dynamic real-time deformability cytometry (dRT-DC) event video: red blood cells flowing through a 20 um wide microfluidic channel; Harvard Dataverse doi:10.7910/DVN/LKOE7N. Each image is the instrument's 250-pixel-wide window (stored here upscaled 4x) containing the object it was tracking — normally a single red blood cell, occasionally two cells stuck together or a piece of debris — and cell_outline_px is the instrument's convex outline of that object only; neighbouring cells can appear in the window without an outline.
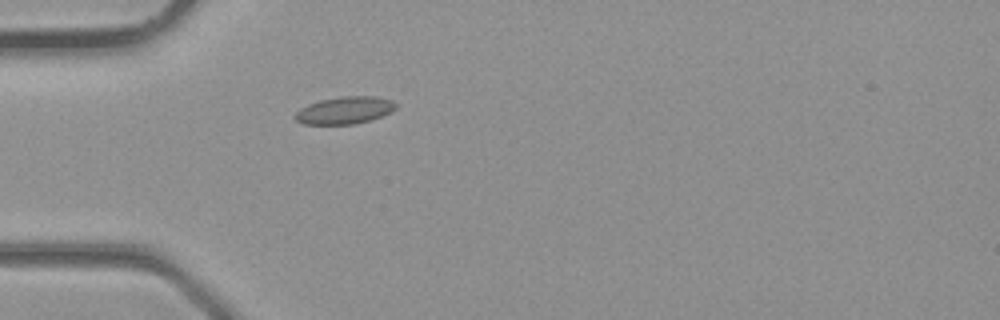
{"species": "common noctule bat (a hibernating species)", "species_latin": "Nyctalus noctula", "temperature_condition": "room temperature", "stored_images_in_passage": 1, "camera_frame_rate_fps": 3000, "um_per_image_px": 0.085, "animal": {"sex": "male", "body_mass_g": 23.1, "forearm_length_mm": 52.7}, "frame": {"image": 1, "passage_image": 1, "time_ms": 0.0, "image_size_px": [1000, 320], "cell_outline_px": [[396, 108], [392, 112], [368, 120], [352, 124], [304, 124], [296, 120], [292, 116], [300, 108], [308, 104], [320, 100], [344, 96], [376, 96], [392, 100], [396, 104]], "centroid_in_image_um": [29.28, 9.37], "position_along_channel_um": 55.7, "area_um2": 15.95}}